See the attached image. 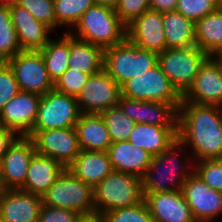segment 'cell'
<instances>
[{
    "label": "cell",
    "mask_w": 222,
    "mask_h": 222,
    "mask_svg": "<svg viewBox=\"0 0 222 222\" xmlns=\"http://www.w3.org/2000/svg\"><path fill=\"white\" fill-rule=\"evenodd\" d=\"M122 96L143 101L181 104L182 95L171 84L157 63L154 67L138 75L122 86Z\"/></svg>",
    "instance_id": "9c48e42d"
},
{
    "label": "cell",
    "mask_w": 222,
    "mask_h": 222,
    "mask_svg": "<svg viewBox=\"0 0 222 222\" xmlns=\"http://www.w3.org/2000/svg\"><path fill=\"white\" fill-rule=\"evenodd\" d=\"M102 217L104 222H153L148 205L144 200L131 207L106 212Z\"/></svg>",
    "instance_id": "836d02e7"
},
{
    "label": "cell",
    "mask_w": 222,
    "mask_h": 222,
    "mask_svg": "<svg viewBox=\"0 0 222 222\" xmlns=\"http://www.w3.org/2000/svg\"><path fill=\"white\" fill-rule=\"evenodd\" d=\"M194 173L211 189L222 193V159L195 161Z\"/></svg>",
    "instance_id": "e575fe53"
},
{
    "label": "cell",
    "mask_w": 222,
    "mask_h": 222,
    "mask_svg": "<svg viewBox=\"0 0 222 222\" xmlns=\"http://www.w3.org/2000/svg\"><path fill=\"white\" fill-rule=\"evenodd\" d=\"M21 51L23 50L11 19L10 6L0 4V60L7 62Z\"/></svg>",
    "instance_id": "4dcf8cb0"
},
{
    "label": "cell",
    "mask_w": 222,
    "mask_h": 222,
    "mask_svg": "<svg viewBox=\"0 0 222 222\" xmlns=\"http://www.w3.org/2000/svg\"><path fill=\"white\" fill-rule=\"evenodd\" d=\"M177 133L178 127L136 123L128 141L156 156L178 139Z\"/></svg>",
    "instance_id": "d4e9b609"
},
{
    "label": "cell",
    "mask_w": 222,
    "mask_h": 222,
    "mask_svg": "<svg viewBox=\"0 0 222 222\" xmlns=\"http://www.w3.org/2000/svg\"><path fill=\"white\" fill-rule=\"evenodd\" d=\"M104 49L69 33V68L93 75L103 69Z\"/></svg>",
    "instance_id": "4316f807"
},
{
    "label": "cell",
    "mask_w": 222,
    "mask_h": 222,
    "mask_svg": "<svg viewBox=\"0 0 222 222\" xmlns=\"http://www.w3.org/2000/svg\"><path fill=\"white\" fill-rule=\"evenodd\" d=\"M126 38L139 48L157 54L163 52L167 49L163 13L151 9L145 11L127 26Z\"/></svg>",
    "instance_id": "ac0fdd59"
},
{
    "label": "cell",
    "mask_w": 222,
    "mask_h": 222,
    "mask_svg": "<svg viewBox=\"0 0 222 222\" xmlns=\"http://www.w3.org/2000/svg\"><path fill=\"white\" fill-rule=\"evenodd\" d=\"M66 169L58 160L36 153L28 167L23 191L43 196Z\"/></svg>",
    "instance_id": "7402d4cb"
},
{
    "label": "cell",
    "mask_w": 222,
    "mask_h": 222,
    "mask_svg": "<svg viewBox=\"0 0 222 222\" xmlns=\"http://www.w3.org/2000/svg\"><path fill=\"white\" fill-rule=\"evenodd\" d=\"M122 96L121 85L104 69L90 75L81 93L77 96L81 113L101 114L111 107L118 106Z\"/></svg>",
    "instance_id": "8fae6325"
},
{
    "label": "cell",
    "mask_w": 222,
    "mask_h": 222,
    "mask_svg": "<svg viewBox=\"0 0 222 222\" xmlns=\"http://www.w3.org/2000/svg\"><path fill=\"white\" fill-rule=\"evenodd\" d=\"M144 201L153 222H197L182 190L149 193Z\"/></svg>",
    "instance_id": "ffe728a7"
},
{
    "label": "cell",
    "mask_w": 222,
    "mask_h": 222,
    "mask_svg": "<svg viewBox=\"0 0 222 222\" xmlns=\"http://www.w3.org/2000/svg\"><path fill=\"white\" fill-rule=\"evenodd\" d=\"M90 75L68 68L62 76L54 82V89L58 92L77 97Z\"/></svg>",
    "instance_id": "74e56055"
},
{
    "label": "cell",
    "mask_w": 222,
    "mask_h": 222,
    "mask_svg": "<svg viewBox=\"0 0 222 222\" xmlns=\"http://www.w3.org/2000/svg\"><path fill=\"white\" fill-rule=\"evenodd\" d=\"M80 114L77 97L52 89L41 96L32 130L75 127Z\"/></svg>",
    "instance_id": "ba28073f"
},
{
    "label": "cell",
    "mask_w": 222,
    "mask_h": 222,
    "mask_svg": "<svg viewBox=\"0 0 222 222\" xmlns=\"http://www.w3.org/2000/svg\"><path fill=\"white\" fill-rule=\"evenodd\" d=\"M182 149L185 151L186 147L177 139L162 153L152 156L147 172L142 178L144 197L149 193L183 189L184 183L194 172V161L190 153L187 157L183 155ZM190 159L192 160L189 161Z\"/></svg>",
    "instance_id": "7a4b0ae2"
},
{
    "label": "cell",
    "mask_w": 222,
    "mask_h": 222,
    "mask_svg": "<svg viewBox=\"0 0 222 222\" xmlns=\"http://www.w3.org/2000/svg\"><path fill=\"white\" fill-rule=\"evenodd\" d=\"M126 29L127 26L113 8L93 5L82 14L69 33L77 39L106 49L124 41Z\"/></svg>",
    "instance_id": "3957f363"
},
{
    "label": "cell",
    "mask_w": 222,
    "mask_h": 222,
    "mask_svg": "<svg viewBox=\"0 0 222 222\" xmlns=\"http://www.w3.org/2000/svg\"><path fill=\"white\" fill-rule=\"evenodd\" d=\"M110 133L111 141H128L136 123L119 106L111 107L100 114Z\"/></svg>",
    "instance_id": "d6a6232c"
},
{
    "label": "cell",
    "mask_w": 222,
    "mask_h": 222,
    "mask_svg": "<svg viewBox=\"0 0 222 222\" xmlns=\"http://www.w3.org/2000/svg\"><path fill=\"white\" fill-rule=\"evenodd\" d=\"M10 15L22 50H41L51 39L52 30L17 3L10 5Z\"/></svg>",
    "instance_id": "44dd1931"
},
{
    "label": "cell",
    "mask_w": 222,
    "mask_h": 222,
    "mask_svg": "<svg viewBox=\"0 0 222 222\" xmlns=\"http://www.w3.org/2000/svg\"><path fill=\"white\" fill-rule=\"evenodd\" d=\"M80 214L72 210L42 205L37 222H76Z\"/></svg>",
    "instance_id": "60d3db41"
},
{
    "label": "cell",
    "mask_w": 222,
    "mask_h": 222,
    "mask_svg": "<svg viewBox=\"0 0 222 222\" xmlns=\"http://www.w3.org/2000/svg\"><path fill=\"white\" fill-rule=\"evenodd\" d=\"M36 154L32 139L18 136L0 161V184L2 190L20 189L25 182L29 164Z\"/></svg>",
    "instance_id": "4fadbf2b"
},
{
    "label": "cell",
    "mask_w": 222,
    "mask_h": 222,
    "mask_svg": "<svg viewBox=\"0 0 222 222\" xmlns=\"http://www.w3.org/2000/svg\"><path fill=\"white\" fill-rule=\"evenodd\" d=\"M178 0H150V9L161 13L176 11Z\"/></svg>",
    "instance_id": "7bdbcfd3"
},
{
    "label": "cell",
    "mask_w": 222,
    "mask_h": 222,
    "mask_svg": "<svg viewBox=\"0 0 222 222\" xmlns=\"http://www.w3.org/2000/svg\"><path fill=\"white\" fill-rule=\"evenodd\" d=\"M17 137L18 135L14 131L0 125V161Z\"/></svg>",
    "instance_id": "b9f144b4"
},
{
    "label": "cell",
    "mask_w": 222,
    "mask_h": 222,
    "mask_svg": "<svg viewBox=\"0 0 222 222\" xmlns=\"http://www.w3.org/2000/svg\"><path fill=\"white\" fill-rule=\"evenodd\" d=\"M209 55L196 45L165 49L158 54V64L176 90L183 95L192 85L198 71Z\"/></svg>",
    "instance_id": "52a82bcc"
},
{
    "label": "cell",
    "mask_w": 222,
    "mask_h": 222,
    "mask_svg": "<svg viewBox=\"0 0 222 222\" xmlns=\"http://www.w3.org/2000/svg\"><path fill=\"white\" fill-rule=\"evenodd\" d=\"M108 154L113 171L130 173L143 178L151 163L152 155L129 141L113 142Z\"/></svg>",
    "instance_id": "603a6c76"
},
{
    "label": "cell",
    "mask_w": 222,
    "mask_h": 222,
    "mask_svg": "<svg viewBox=\"0 0 222 222\" xmlns=\"http://www.w3.org/2000/svg\"><path fill=\"white\" fill-rule=\"evenodd\" d=\"M177 137L194 162L222 159V107L182 101Z\"/></svg>",
    "instance_id": "6da1fadb"
},
{
    "label": "cell",
    "mask_w": 222,
    "mask_h": 222,
    "mask_svg": "<svg viewBox=\"0 0 222 222\" xmlns=\"http://www.w3.org/2000/svg\"><path fill=\"white\" fill-rule=\"evenodd\" d=\"M212 57L219 63L222 68V48L219 49Z\"/></svg>",
    "instance_id": "bcb514c9"
},
{
    "label": "cell",
    "mask_w": 222,
    "mask_h": 222,
    "mask_svg": "<svg viewBox=\"0 0 222 222\" xmlns=\"http://www.w3.org/2000/svg\"><path fill=\"white\" fill-rule=\"evenodd\" d=\"M42 196L21 189L0 192V222H37Z\"/></svg>",
    "instance_id": "d6986e66"
},
{
    "label": "cell",
    "mask_w": 222,
    "mask_h": 222,
    "mask_svg": "<svg viewBox=\"0 0 222 222\" xmlns=\"http://www.w3.org/2000/svg\"><path fill=\"white\" fill-rule=\"evenodd\" d=\"M75 130L81 150L108 151L112 144L106 123L100 114L81 113Z\"/></svg>",
    "instance_id": "484cf974"
},
{
    "label": "cell",
    "mask_w": 222,
    "mask_h": 222,
    "mask_svg": "<svg viewBox=\"0 0 222 222\" xmlns=\"http://www.w3.org/2000/svg\"><path fill=\"white\" fill-rule=\"evenodd\" d=\"M15 3H17V0H0V4H2V5L10 6V5H13Z\"/></svg>",
    "instance_id": "7dc6e473"
},
{
    "label": "cell",
    "mask_w": 222,
    "mask_h": 222,
    "mask_svg": "<svg viewBox=\"0 0 222 222\" xmlns=\"http://www.w3.org/2000/svg\"><path fill=\"white\" fill-rule=\"evenodd\" d=\"M220 6L219 0H178L176 11L196 22Z\"/></svg>",
    "instance_id": "8d00e7d4"
},
{
    "label": "cell",
    "mask_w": 222,
    "mask_h": 222,
    "mask_svg": "<svg viewBox=\"0 0 222 222\" xmlns=\"http://www.w3.org/2000/svg\"><path fill=\"white\" fill-rule=\"evenodd\" d=\"M7 63L14 72L20 91L42 96L54 89L40 51L23 50Z\"/></svg>",
    "instance_id": "30bf717a"
},
{
    "label": "cell",
    "mask_w": 222,
    "mask_h": 222,
    "mask_svg": "<svg viewBox=\"0 0 222 222\" xmlns=\"http://www.w3.org/2000/svg\"><path fill=\"white\" fill-rule=\"evenodd\" d=\"M42 202L46 206L72 210L81 216L95 214L93 187L67 168L43 194Z\"/></svg>",
    "instance_id": "8992f818"
},
{
    "label": "cell",
    "mask_w": 222,
    "mask_h": 222,
    "mask_svg": "<svg viewBox=\"0 0 222 222\" xmlns=\"http://www.w3.org/2000/svg\"><path fill=\"white\" fill-rule=\"evenodd\" d=\"M157 62V53L139 48L127 38L118 45L104 49L103 69L121 86L142 75Z\"/></svg>",
    "instance_id": "5b68a950"
},
{
    "label": "cell",
    "mask_w": 222,
    "mask_h": 222,
    "mask_svg": "<svg viewBox=\"0 0 222 222\" xmlns=\"http://www.w3.org/2000/svg\"><path fill=\"white\" fill-rule=\"evenodd\" d=\"M163 25L167 49L196 45L195 22L184 17L180 12L163 13Z\"/></svg>",
    "instance_id": "83f0119b"
},
{
    "label": "cell",
    "mask_w": 222,
    "mask_h": 222,
    "mask_svg": "<svg viewBox=\"0 0 222 222\" xmlns=\"http://www.w3.org/2000/svg\"><path fill=\"white\" fill-rule=\"evenodd\" d=\"M27 136L32 139L36 153L52 157L66 168L81 151L75 127L31 130Z\"/></svg>",
    "instance_id": "7c38bea8"
},
{
    "label": "cell",
    "mask_w": 222,
    "mask_h": 222,
    "mask_svg": "<svg viewBox=\"0 0 222 222\" xmlns=\"http://www.w3.org/2000/svg\"><path fill=\"white\" fill-rule=\"evenodd\" d=\"M94 5H101L113 8L116 6L117 0H92Z\"/></svg>",
    "instance_id": "f6af8a7d"
},
{
    "label": "cell",
    "mask_w": 222,
    "mask_h": 222,
    "mask_svg": "<svg viewBox=\"0 0 222 222\" xmlns=\"http://www.w3.org/2000/svg\"><path fill=\"white\" fill-rule=\"evenodd\" d=\"M118 106L135 123L178 127L180 104L141 101L121 96Z\"/></svg>",
    "instance_id": "2e32d148"
},
{
    "label": "cell",
    "mask_w": 222,
    "mask_h": 222,
    "mask_svg": "<svg viewBox=\"0 0 222 222\" xmlns=\"http://www.w3.org/2000/svg\"><path fill=\"white\" fill-rule=\"evenodd\" d=\"M20 92L14 72L7 62L0 64V110Z\"/></svg>",
    "instance_id": "ab89813d"
},
{
    "label": "cell",
    "mask_w": 222,
    "mask_h": 222,
    "mask_svg": "<svg viewBox=\"0 0 222 222\" xmlns=\"http://www.w3.org/2000/svg\"><path fill=\"white\" fill-rule=\"evenodd\" d=\"M196 46L209 56L222 48V6L195 22Z\"/></svg>",
    "instance_id": "f1b7e54d"
},
{
    "label": "cell",
    "mask_w": 222,
    "mask_h": 222,
    "mask_svg": "<svg viewBox=\"0 0 222 222\" xmlns=\"http://www.w3.org/2000/svg\"><path fill=\"white\" fill-rule=\"evenodd\" d=\"M62 33L63 35L60 38H51L39 50L43 56L48 75L53 83L69 68V32Z\"/></svg>",
    "instance_id": "f546056e"
},
{
    "label": "cell",
    "mask_w": 222,
    "mask_h": 222,
    "mask_svg": "<svg viewBox=\"0 0 222 222\" xmlns=\"http://www.w3.org/2000/svg\"><path fill=\"white\" fill-rule=\"evenodd\" d=\"M95 214L131 207L144 200L142 178L130 173L112 171L94 188Z\"/></svg>",
    "instance_id": "277c9868"
},
{
    "label": "cell",
    "mask_w": 222,
    "mask_h": 222,
    "mask_svg": "<svg viewBox=\"0 0 222 222\" xmlns=\"http://www.w3.org/2000/svg\"><path fill=\"white\" fill-rule=\"evenodd\" d=\"M40 99L36 93L20 91L0 110V125L27 136L35 124Z\"/></svg>",
    "instance_id": "e0dca14e"
},
{
    "label": "cell",
    "mask_w": 222,
    "mask_h": 222,
    "mask_svg": "<svg viewBox=\"0 0 222 222\" xmlns=\"http://www.w3.org/2000/svg\"><path fill=\"white\" fill-rule=\"evenodd\" d=\"M182 101L222 107V68L212 56L201 65Z\"/></svg>",
    "instance_id": "9a60e30c"
},
{
    "label": "cell",
    "mask_w": 222,
    "mask_h": 222,
    "mask_svg": "<svg viewBox=\"0 0 222 222\" xmlns=\"http://www.w3.org/2000/svg\"><path fill=\"white\" fill-rule=\"evenodd\" d=\"M182 192L197 222H212L222 215V193L211 189L194 172L184 183Z\"/></svg>",
    "instance_id": "5bb4252c"
},
{
    "label": "cell",
    "mask_w": 222,
    "mask_h": 222,
    "mask_svg": "<svg viewBox=\"0 0 222 222\" xmlns=\"http://www.w3.org/2000/svg\"><path fill=\"white\" fill-rule=\"evenodd\" d=\"M67 169L93 188L113 171L107 151L89 150H81Z\"/></svg>",
    "instance_id": "cb8c5ba5"
},
{
    "label": "cell",
    "mask_w": 222,
    "mask_h": 222,
    "mask_svg": "<svg viewBox=\"0 0 222 222\" xmlns=\"http://www.w3.org/2000/svg\"><path fill=\"white\" fill-rule=\"evenodd\" d=\"M17 4L27 9L36 20L47 25L52 31L56 29L54 0H17Z\"/></svg>",
    "instance_id": "d590c367"
},
{
    "label": "cell",
    "mask_w": 222,
    "mask_h": 222,
    "mask_svg": "<svg viewBox=\"0 0 222 222\" xmlns=\"http://www.w3.org/2000/svg\"><path fill=\"white\" fill-rule=\"evenodd\" d=\"M76 222H104V219L99 214L81 216Z\"/></svg>",
    "instance_id": "ee69618b"
},
{
    "label": "cell",
    "mask_w": 222,
    "mask_h": 222,
    "mask_svg": "<svg viewBox=\"0 0 222 222\" xmlns=\"http://www.w3.org/2000/svg\"><path fill=\"white\" fill-rule=\"evenodd\" d=\"M93 5L92 0H54L56 28L68 26L70 32L82 14Z\"/></svg>",
    "instance_id": "1f68e13d"
},
{
    "label": "cell",
    "mask_w": 222,
    "mask_h": 222,
    "mask_svg": "<svg viewBox=\"0 0 222 222\" xmlns=\"http://www.w3.org/2000/svg\"><path fill=\"white\" fill-rule=\"evenodd\" d=\"M148 10L150 0H117L114 7V11L126 26Z\"/></svg>",
    "instance_id": "f35d334b"
}]
</instances>
